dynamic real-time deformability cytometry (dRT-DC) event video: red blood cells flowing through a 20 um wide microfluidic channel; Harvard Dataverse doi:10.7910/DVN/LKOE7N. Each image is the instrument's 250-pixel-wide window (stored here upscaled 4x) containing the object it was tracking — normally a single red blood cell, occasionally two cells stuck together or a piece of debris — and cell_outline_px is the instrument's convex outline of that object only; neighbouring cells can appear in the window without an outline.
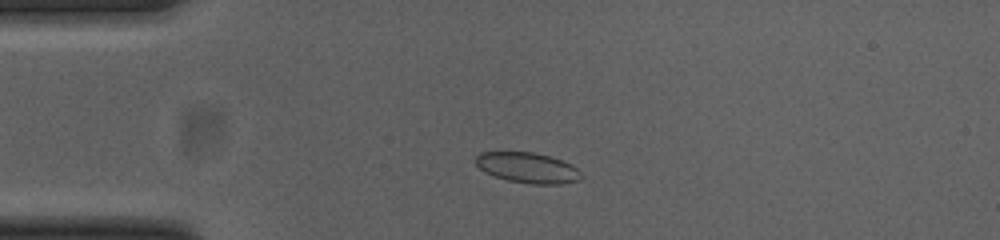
{"species": "common noctule bat (a hibernating species)", "species_latin": "Nyctalus noctula", "temperature_condition": "cold", "stored_images_in_passage": 48, "camera_frame_rate_fps": 3000, "um_per_image_px": 0.085, "animal": {"sex": "female", "body_mass_g": 23.0, "forearm_length_mm": 53.4}, "frame": {"image": 1, "passage_image": 8, "time_ms": 2.333, "image_size_px": [1000, 240], "cell_outline_px": [[584, 176], [580, 180], [560, 184], [532, 184], [508, 180], [484, 172], [476, 164], [476, 156], [480, 152], [532, 152], [548, 156], [572, 164]], "centroid_in_image_um": [44.87, 14.26], "position_along_channel_um": 40.1, "area_um2": 18.61}}
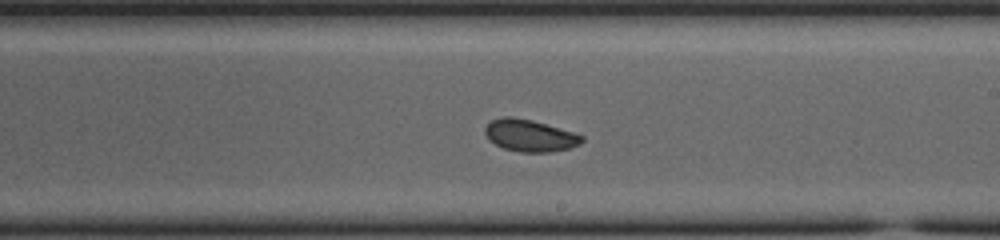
{"frame": {"image": 2, "passage_image": 26, "time_ms": 8.333, "image_size_px": [1000, 240], "cell_outline_px": [[584, 140], [580, 144], [568, 148], [548, 152], [520, 152], [504, 148], [488, 140], [484, 132], [484, 128], [492, 120], [504, 116], [512, 116], [532, 120], [572, 132], [584, 136]], "centroid_in_image_um": [45.01, 11.52], "position_along_channel_um": 244.0, "area_um2": 17.92}}
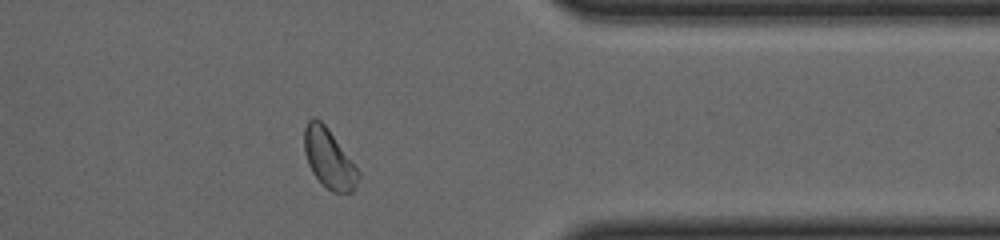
{"frame": {"image": 3, "passage_image": 38, "time_ms": 12.333, "image_size_px": [1000, 240], "cell_outline_px": [[360, 176], [356, 188], [352, 192], [332, 192], [312, 172], [308, 164], [304, 152], [304, 128], [308, 120], [312, 116], [316, 116], [328, 128], [360, 172]], "centroid_in_image_um": [27.95, 13.45], "position_along_channel_um": 383.4, "area_um2": 18.61}, "authors_computed_cell_mechanics": {"area_um2": 18.5827, "velocity_mm_per_s": 3.8374, "shape_relaxation_time_tau1_ms": 2.7309, "shape_relaxation_time_tau2_ms": 10.9924, "deformation_change_tau1": 0.0608, "deformation_change_tau2": 0.1002}}